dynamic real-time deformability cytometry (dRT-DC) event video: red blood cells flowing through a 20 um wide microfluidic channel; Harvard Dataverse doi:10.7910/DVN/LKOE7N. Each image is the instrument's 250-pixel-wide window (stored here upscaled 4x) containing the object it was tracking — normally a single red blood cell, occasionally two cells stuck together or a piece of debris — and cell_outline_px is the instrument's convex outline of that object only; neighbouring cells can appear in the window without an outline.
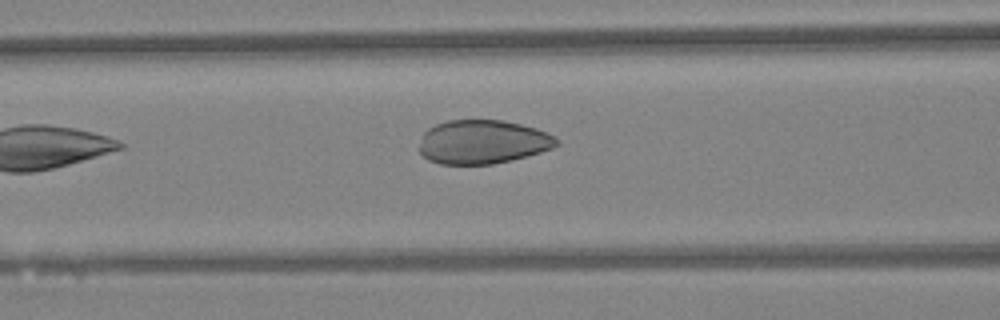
{"species": "Egyptian fruit bat (a non-hibernating species)", "species_latin": "Rousettus aegyptiacus", "temperature_condition": "warm", "stored_images_in_passage": 5, "camera_frame_rate_fps": 3000, "um_per_image_px": 0.085, "animal": {"sex": "female"}, "frame": {"image": 1, "passage_image": 5, "time_ms": 1.333, "image_size_px": [1000, 320], "cell_outline_px": [[560, 144], [552, 148], [540, 152], [512, 160], [492, 164], [440, 164], [428, 160], [420, 152], [420, 144], [424, 132], [428, 128], [436, 124], [448, 120], [500, 120], [520, 124], [536, 128], [560, 140]], "centroid_in_image_um": [41.02, 12.07], "position_along_channel_um": 125.6, "area_um2": 34.97}}